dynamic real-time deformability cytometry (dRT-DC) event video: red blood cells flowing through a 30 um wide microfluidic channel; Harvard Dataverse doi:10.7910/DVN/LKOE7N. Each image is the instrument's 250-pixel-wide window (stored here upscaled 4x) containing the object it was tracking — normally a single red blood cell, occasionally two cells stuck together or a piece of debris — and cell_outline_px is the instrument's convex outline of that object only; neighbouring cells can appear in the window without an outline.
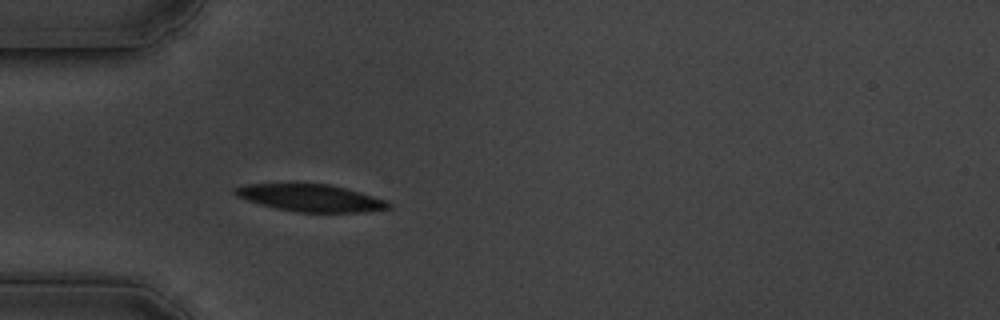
{"species": "common noctule bat (a hibernating species)", "species_latin": "Nyctalus noctula", "temperature_condition": "cold", "stored_images_in_passage": 40, "camera_frame_rate_fps": 3000, "um_per_image_px": 0.085, "animal": {"sex": "male", "body_mass_g": 19.5, "forearm_length_mm": 54.6}, "frame": {"image": 1, "passage_image": 1, "time_ms": 0.0, "image_size_px": [1000, 320], "cell_outline_px": [[392, 208], [364, 212], [296, 212], [276, 208], [260, 204], [236, 196], [232, 192], [232, 188], [244, 184], [328, 184], [360, 192], [384, 200], [392, 204]], "centroid_in_image_um": [26.38, 16.83], "position_along_channel_um": 58.6, "area_um2": 24.16}}
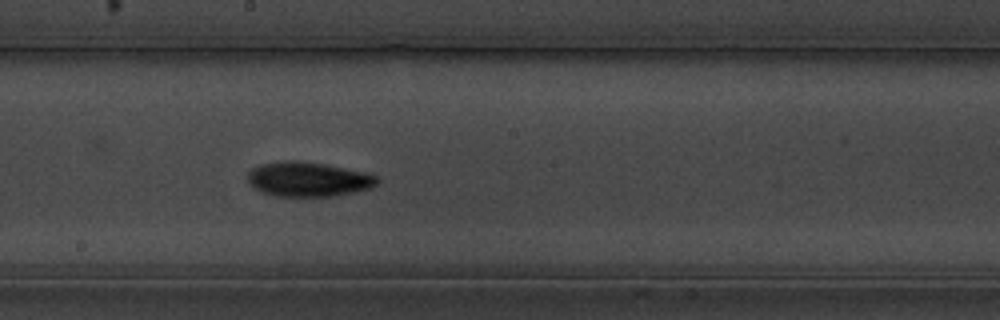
{"frame": {"image": 2, "passage_image": 16, "time_ms": 5.0, "image_size_px": [1000, 320], "cell_outline_px": [[380, 180], [372, 188], [332, 196], [276, 196], [260, 192], [252, 188], [248, 180], [248, 172], [252, 168], [260, 164], [288, 160], [292, 160], [324, 164], [364, 172], [376, 176]], "centroid_in_image_um": [26.16, 15.24], "position_along_channel_um": 222.0, "area_um2": 26.01}}
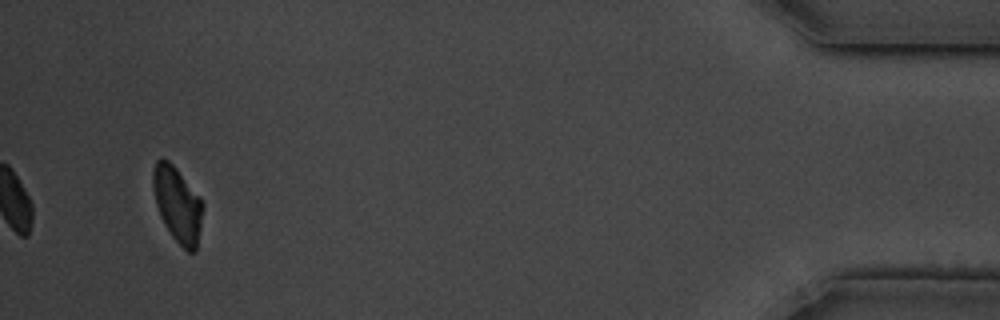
{"frame": {"image": 3, "passage_image": 40, "time_ms": 13.0, "image_size_px": [1000, 320], "cell_outline_px": [[204, 208], [196, 248], [192, 252], [188, 252], [172, 236], [164, 224], [160, 216], [156, 204], [152, 184], [152, 172], [156, 160], [168, 160], [176, 168], [200, 196], [204, 204]], "centroid_in_image_um": [15.09, 17.36], "position_along_channel_um": 420.1, "area_um2": 21.73}, "authors_computed_cell_mechanics": {"area_um2": 24.4494, "velocity_mm_per_s": 3.3669, "shape_relaxation_time_tau1_ms": 3.9684, "shape_relaxation_time_tau2_ms": null, "deformation_change_tau1": 0.1445, "deformation_change_tau2": null}}